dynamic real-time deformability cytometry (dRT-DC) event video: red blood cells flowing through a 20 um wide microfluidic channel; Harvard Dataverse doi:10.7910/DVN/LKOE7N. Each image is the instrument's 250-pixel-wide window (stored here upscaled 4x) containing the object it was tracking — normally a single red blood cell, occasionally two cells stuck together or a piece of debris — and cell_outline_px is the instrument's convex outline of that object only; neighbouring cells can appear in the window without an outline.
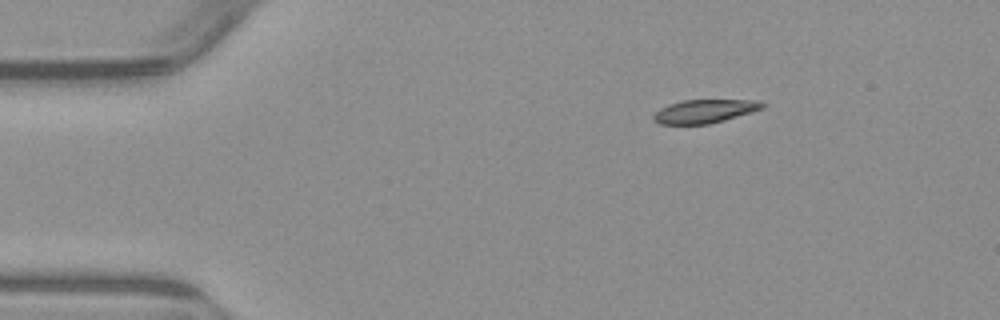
{"species": "common noctule bat (a hibernating species)", "species_latin": "Nyctalus noctula", "temperature_condition": "warm", "stored_images_in_passage": 3, "camera_frame_rate_fps": 3000, "um_per_image_px": 0.085, "animal": {"sex": "male", "body_mass_g": 23.1, "forearm_length_mm": 52.7}, "frame": {"image": 1, "passage_image": 1, "time_ms": 0.0, "image_size_px": [1000, 320], "cell_outline_px": [[768, 104], [764, 108], [752, 112], [724, 120], [708, 124], [660, 124], [652, 120], [652, 116], [660, 108], [668, 104], [684, 100], [760, 100]], "centroid_in_image_um": [59.92, 9.45], "position_along_channel_um": 25.1, "area_um2": 15.03}}